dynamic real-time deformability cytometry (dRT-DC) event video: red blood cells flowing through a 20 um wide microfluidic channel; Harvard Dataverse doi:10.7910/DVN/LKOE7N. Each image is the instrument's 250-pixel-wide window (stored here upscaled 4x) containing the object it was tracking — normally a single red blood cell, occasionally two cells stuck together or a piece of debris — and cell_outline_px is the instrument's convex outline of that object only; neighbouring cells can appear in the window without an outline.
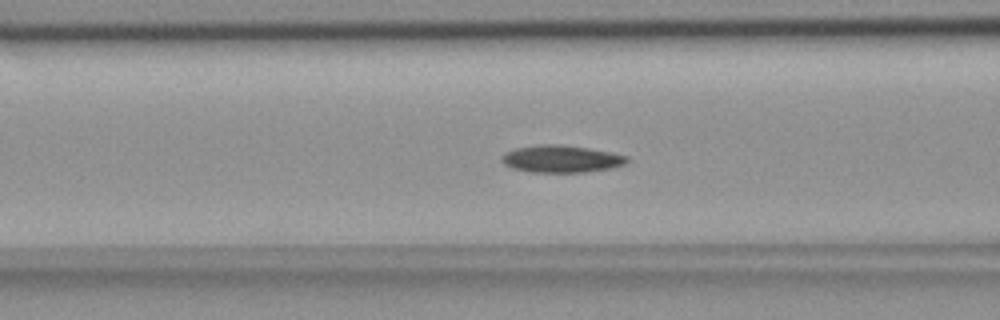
{"species": "common noctule bat (a hibernating species)", "species_latin": "Nyctalus noctula", "temperature_condition": "room temperature", "stored_images_in_passage": 48, "camera_frame_rate_fps": 3000, "um_per_image_px": 0.085, "animal": {"sex": "female", "body_mass_g": 18.4}, "frame": {"image": 1, "passage_image": 14, "time_ms": 4.333, "image_size_px": [1000, 320], "cell_outline_px": [[628, 160], [624, 164], [612, 168], [584, 172], [532, 172], [512, 168], [504, 164], [500, 160], [500, 156], [504, 152], [516, 148], [536, 144], [560, 144], [588, 148], [612, 152], [628, 156]], "centroid_in_image_um": [47.67, 13.49], "position_along_channel_um": 118.9, "area_um2": 20.06}}
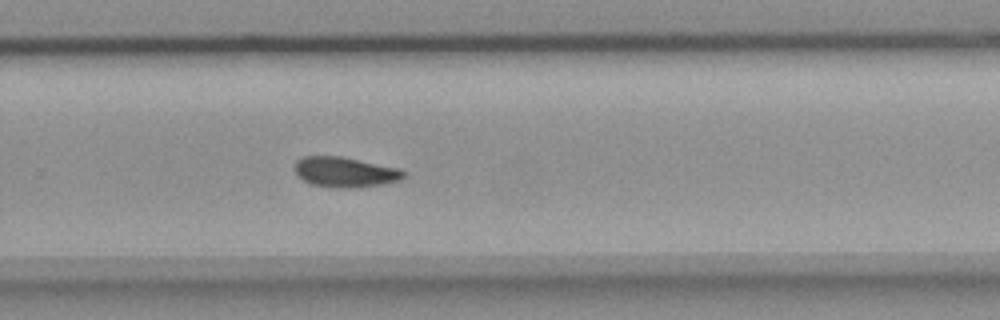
{"frame": {"image": 2, "passage_image": 29, "time_ms": 9.333, "image_size_px": [1000, 320], "cell_outline_px": [[404, 176], [400, 180], [384, 184], [360, 188], [332, 188], [312, 184], [304, 180], [296, 172], [296, 160], [304, 156], [340, 156], [400, 168], [404, 172]], "centroid_in_image_um": [29.36, 14.64], "position_along_channel_um": 300.4, "area_um2": 19.19}}
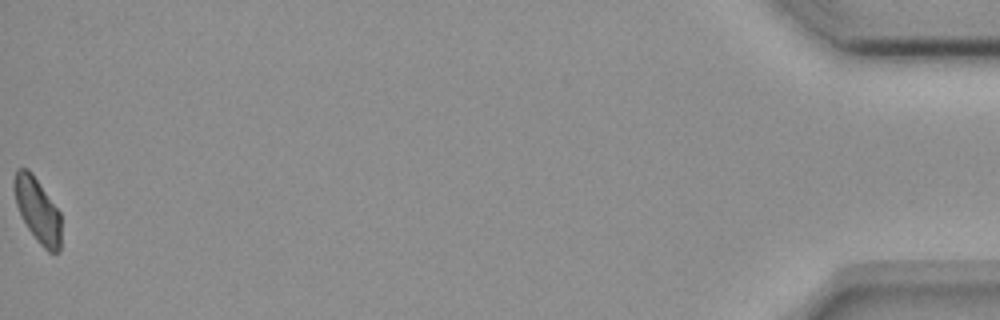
{"frame": {"image": 3, "passage_image": 48, "time_ms": 15.667, "image_size_px": [1000, 320], "cell_outline_px": [[60, 252], [48, 252], [36, 240], [28, 228], [16, 204], [12, 184], [16, 168], [28, 168], [32, 172], [60, 212]], "centroid_in_image_um": [3.17, 17.83], "position_along_channel_um": 432.0, "area_um2": 17.63}}